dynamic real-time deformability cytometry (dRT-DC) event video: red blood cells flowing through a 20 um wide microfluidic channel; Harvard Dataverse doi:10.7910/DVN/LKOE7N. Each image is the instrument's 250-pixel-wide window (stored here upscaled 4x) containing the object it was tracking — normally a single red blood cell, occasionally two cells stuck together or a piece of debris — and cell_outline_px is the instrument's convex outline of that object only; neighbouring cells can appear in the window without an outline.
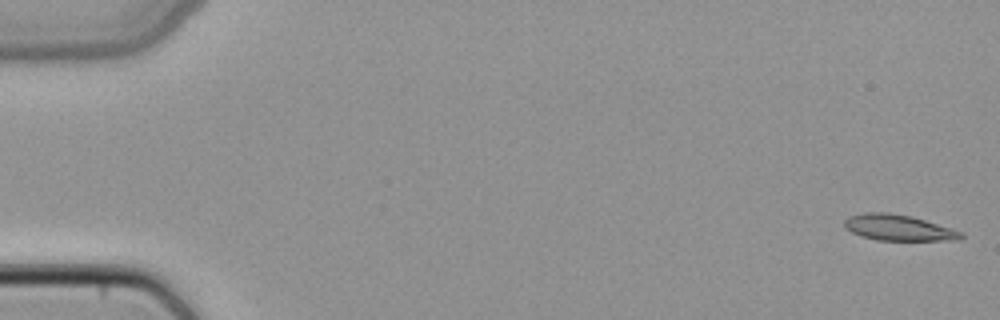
{"species": "common noctule bat (a hibernating species)", "species_latin": "Nyctalus noctula", "temperature_condition": "cold", "stored_images_in_passage": 6, "camera_frame_rate_fps": 3000, "um_per_image_px": 0.085, "animal": {"sex": "female", "body_mass_g": 22.7, "forearm_length_mm": 54.2}, "frame": {"image": 1, "passage_image": 1, "time_ms": 0.0, "image_size_px": [1000, 320], "cell_outline_px": [[964, 236], [960, 240], [876, 240], [852, 232], [844, 228], [844, 220], [848, 216], [864, 212], [888, 212], [912, 216], [964, 232]], "centroid_in_image_um": [76.37, 19.34], "position_along_channel_um": 8.6, "area_um2": 17.69}}
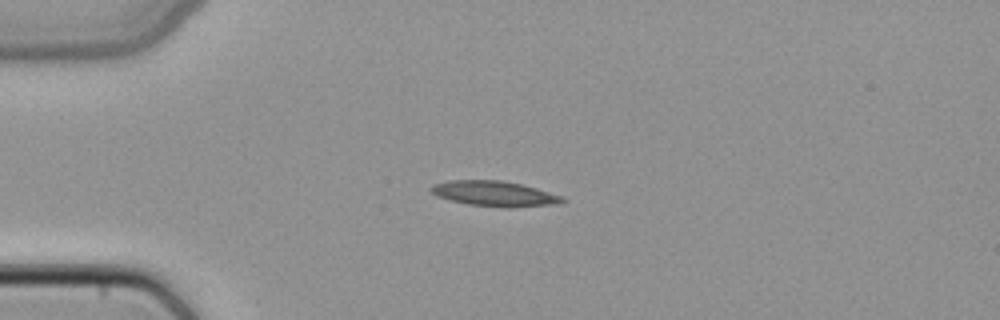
{"frame": {"image": 2, "passage_image": 4, "time_ms": 1.0, "image_size_px": [1000, 320], "cell_outline_px": [[568, 200], [560, 204], [512, 208], [504, 208], [468, 204], [448, 200], [436, 196], [428, 188], [432, 184], [452, 180], [504, 180], [536, 188], [564, 196]], "centroid_in_image_um": [42.07, 16.47], "position_along_channel_um": 42.9, "area_um2": 19.77}}